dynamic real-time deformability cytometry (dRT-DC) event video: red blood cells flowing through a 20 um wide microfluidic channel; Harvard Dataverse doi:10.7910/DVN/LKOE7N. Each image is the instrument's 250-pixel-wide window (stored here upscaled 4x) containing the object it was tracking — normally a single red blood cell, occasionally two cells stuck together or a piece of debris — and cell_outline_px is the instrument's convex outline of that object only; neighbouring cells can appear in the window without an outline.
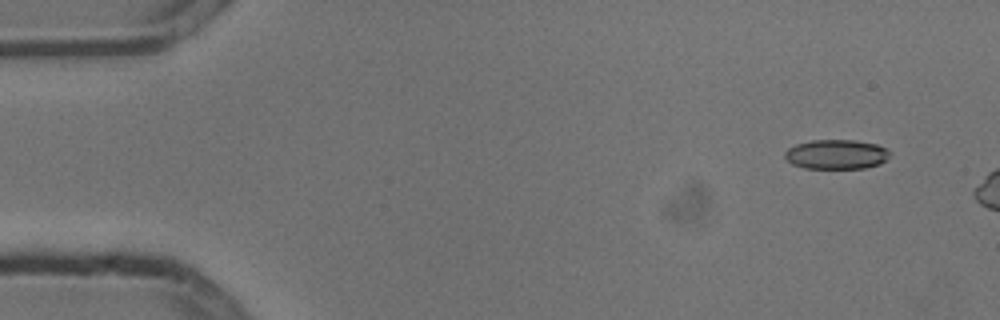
{"species": "common noctule bat (a hibernating species)", "species_latin": "Nyctalus noctula", "temperature_condition": "cold", "stored_images_in_passage": 3, "camera_frame_rate_fps": 3000, "um_per_image_px": 0.085, "animal": {"sex": "male", "body_mass_g": 13.3}, "frame": {"image": 1, "passage_image": 1, "time_ms": 0.0, "image_size_px": [1000, 320], "cell_outline_px": [[888, 156], [880, 164], [864, 168], [804, 168], [792, 164], [784, 156], [784, 152], [788, 148], [796, 144], [812, 140], [856, 140], [876, 144], [884, 148], [888, 152]], "centroid_in_image_um": [71.04, 13.11], "position_along_channel_um": 14.0, "area_um2": 17.92}}